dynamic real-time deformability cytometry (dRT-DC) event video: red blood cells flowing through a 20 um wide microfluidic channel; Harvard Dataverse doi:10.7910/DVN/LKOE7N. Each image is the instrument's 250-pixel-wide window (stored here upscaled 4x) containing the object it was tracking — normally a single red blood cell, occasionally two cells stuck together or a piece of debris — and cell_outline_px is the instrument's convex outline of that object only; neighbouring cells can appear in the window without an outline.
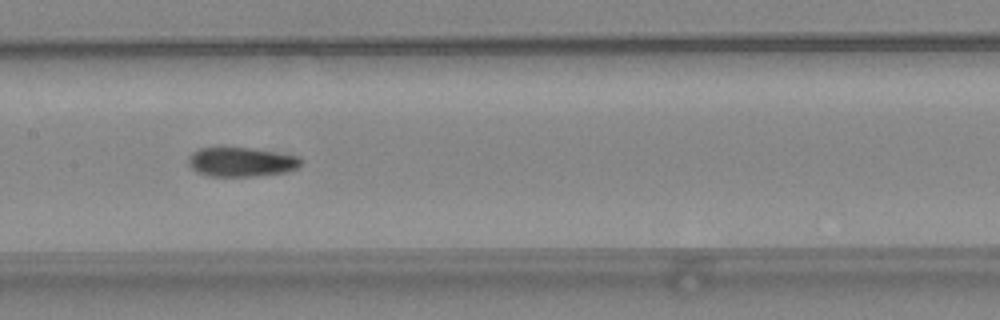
{"species": "common noctule bat (a hibernating species)", "species_latin": "Nyctalus noctula", "temperature_condition": "warm", "stored_images_in_passage": 25, "camera_frame_rate_fps": 3000, "um_per_image_px": 0.085, "animal": {"sex": "female", "body_mass_g": 24.6, "forearm_length_mm": 56.2}, "frame": {"image": 1, "passage_image": 11, "time_ms": 3.333, "image_size_px": [1000, 320], "cell_outline_px": [[304, 160], [296, 168], [284, 172], [256, 176], [208, 176], [196, 172], [188, 164], [188, 156], [192, 152], [200, 148], [252, 148], [300, 156]], "centroid_in_image_um": [20.5, 13.76], "position_along_channel_um": 186.9, "area_um2": 19.25}}
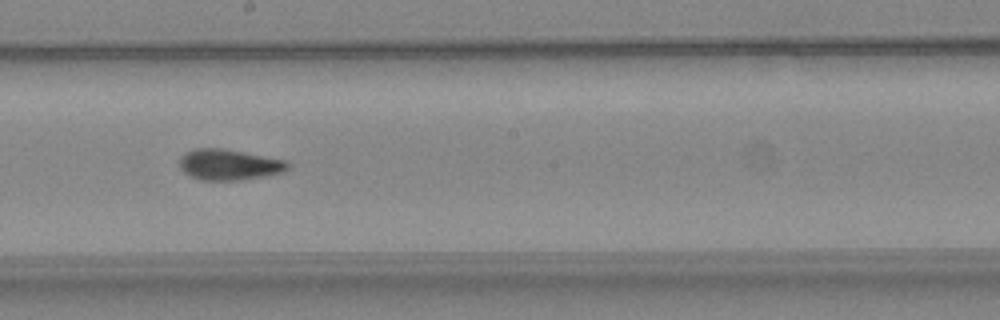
{"frame": {"image": 2, "passage_image": 14, "time_ms": 4.333, "image_size_px": [1000, 320], "cell_outline_px": [[292, 164], [284, 172], [268, 176], [240, 180], [200, 180], [188, 176], [180, 168], [180, 156], [184, 152], [196, 148], [224, 148], [288, 160]], "centroid_in_image_um": [19.5, 13.99], "position_along_channel_um": 228.7, "area_um2": 19.94}}
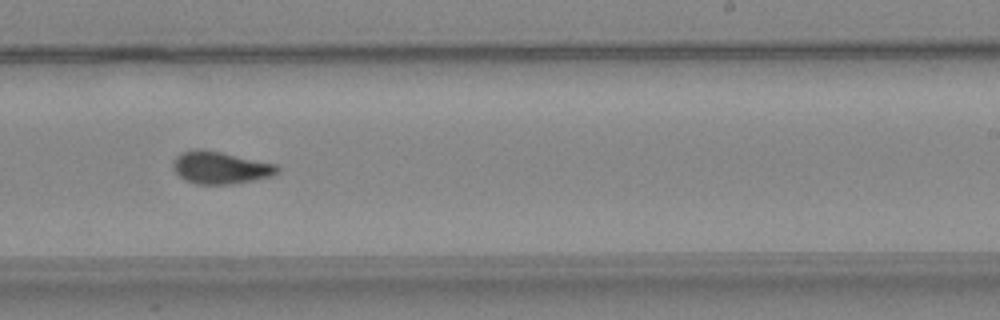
{"frame": {"image": 3, "passage_image": 17, "time_ms": 5.333, "image_size_px": [1000, 320], "cell_outline_px": [[280, 172], [272, 176], [252, 180], [228, 184], [196, 184], [184, 180], [172, 168], [172, 160], [180, 152], [196, 148], [200, 148], [220, 152], [276, 164], [280, 168]], "centroid_in_image_um": [18.69, 14.24], "position_along_channel_um": 270.3, "area_um2": 19.71}, "authors_computed_cell_mechanics": {"area_um2": 19.5364, "velocity_mm_per_s": 4.1863, "shape_relaxation_time_tau1_ms": null, "shape_relaxation_time_tau2_ms": 1.6632, "deformation_change_tau1": null, "deformation_change_tau2": 0.0823}}